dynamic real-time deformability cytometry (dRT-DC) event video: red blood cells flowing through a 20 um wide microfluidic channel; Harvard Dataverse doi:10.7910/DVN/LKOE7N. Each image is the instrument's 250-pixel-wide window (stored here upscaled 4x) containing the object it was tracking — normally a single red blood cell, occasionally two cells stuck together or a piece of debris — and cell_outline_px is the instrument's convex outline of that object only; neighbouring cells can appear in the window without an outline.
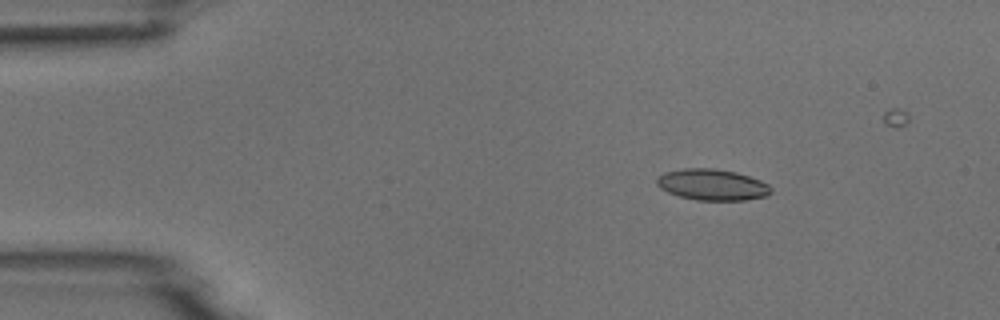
{"species": "common noctule bat (a hibernating species)", "species_latin": "Nyctalus noctula", "temperature_condition": "room temperature", "stored_images_in_passage": 4, "camera_frame_rate_fps": 3000, "um_per_image_px": 0.085, "animal": {"sex": "male", "body_mass_g": 18.8}, "frame": {"image": 1, "passage_image": 2, "time_ms": 2.0, "image_size_px": [1000, 320], "cell_outline_px": [[772, 192], [768, 196], [744, 200], [696, 200], [680, 196], [668, 192], [660, 188], [656, 184], [656, 176], [664, 172], [684, 168], [716, 168], [736, 172], [760, 180], [768, 184], [772, 188]], "centroid_in_image_um": [60.53, 15.69], "position_along_channel_um": 24.5, "area_um2": 20.92}}